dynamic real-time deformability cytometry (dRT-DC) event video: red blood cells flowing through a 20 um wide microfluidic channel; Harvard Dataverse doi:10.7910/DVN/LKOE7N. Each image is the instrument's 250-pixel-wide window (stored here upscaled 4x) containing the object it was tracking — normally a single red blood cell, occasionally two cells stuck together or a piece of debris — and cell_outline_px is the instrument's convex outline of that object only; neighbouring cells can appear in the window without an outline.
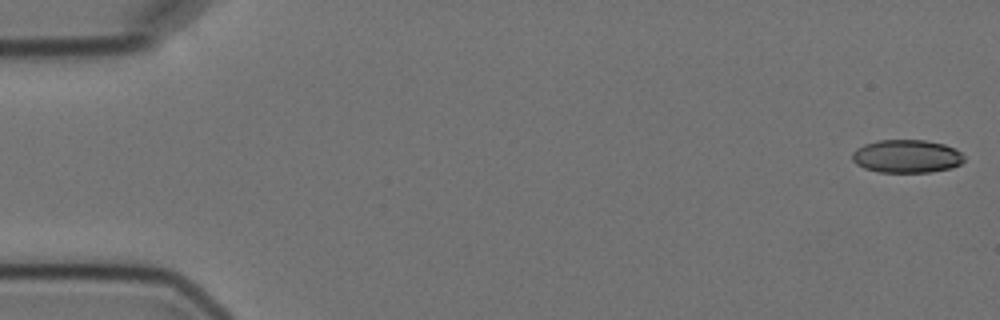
{"species": "Egyptian fruit bat (a non-hibernating species)", "species_latin": "Rousettus aegyptiacus", "temperature_condition": "cold", "stored_images_in_passage": 5, "camera_frame_rate_fps": 3000, "um_per_image_px": 0.085, "animal": {"sex": "female"}, "frame": {"image": 1, "passage_image": 1, "time_ms": 0.0, "image_size_px": [1000, 320], "cell_outline_px": [[964, 160], [960, 164], [952, 168], [932, 172], [880, 172], [864, 168], [856, 164], [852, 160], [852, 152], [856, 148], [864, 144], [876, 140], [924, 140], [944, 144], [956, 148], [964, 156]], "centroid_in_image_um": [77.06, 13.28], "position_along_channel_um": 7.9, "area_um2": 21.79}}
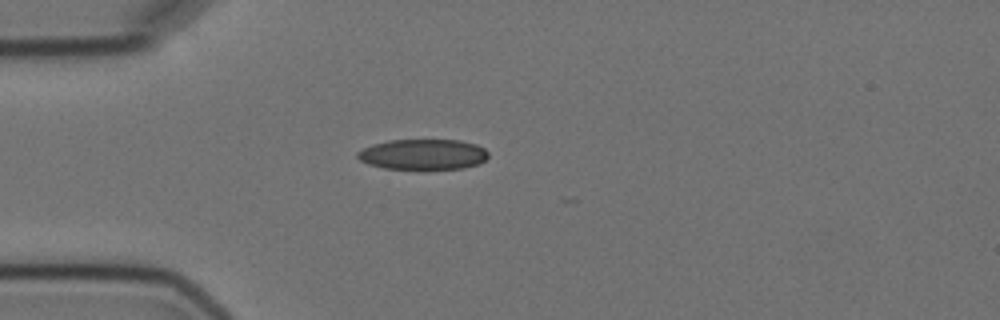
{"frame": {"image": 2, "passage_image": 5, "time_ms": 4.667, "image_size_px": [1000, 320], "cell_outline_px": [[488, 156], [480, 164], [464, 168], [384, 168], [368, 164], [360, 160], [356, 156], [356, 152], [372, 144], [388, 140], [460, 140], [476, 144], [484, 148], [488, 152]], "centroid_in_image_um": [35.96, 13.11], "position_along_channel_um": 49.0, "area_um2": 23.12}}